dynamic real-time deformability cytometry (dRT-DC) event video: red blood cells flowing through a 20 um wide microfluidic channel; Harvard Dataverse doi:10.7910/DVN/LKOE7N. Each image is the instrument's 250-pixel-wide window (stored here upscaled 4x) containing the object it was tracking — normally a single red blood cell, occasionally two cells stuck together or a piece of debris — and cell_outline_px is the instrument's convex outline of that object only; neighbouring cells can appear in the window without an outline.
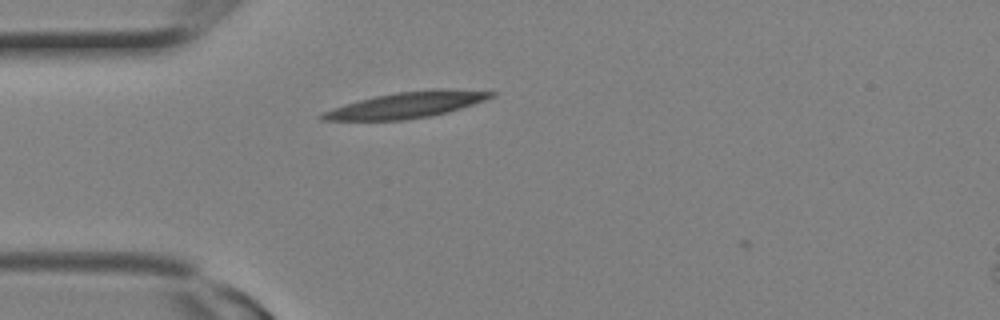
{"species": "Egyptian fruit bat (a non-hibernating species)", "species_latin": "Rousettus aegyptiacus", "temperature_condition": "room temperature", "stored_images_in_passage": 3, "camera_frame_rate_fps": 3000, "um_per_image_px": 0.085, "animal": {"sex": "female"}, "frame": {"image": 1, "passage_image": 2, "time_ms": 0.333, "image_size_px": [1000, 320], "cell_outline_px": [[496, 96], [448, 112], [432, 116], [404, 120], [320, 120], [316, 116], [324, 112], [344, 104], [376, 96], [396, 92], [432, 88], [448, 88], [496, 92]], "centroid_in_image_um": [34.59, 8.91], "position_along_channel_um": 50.4, "area_um2": 25.66}}